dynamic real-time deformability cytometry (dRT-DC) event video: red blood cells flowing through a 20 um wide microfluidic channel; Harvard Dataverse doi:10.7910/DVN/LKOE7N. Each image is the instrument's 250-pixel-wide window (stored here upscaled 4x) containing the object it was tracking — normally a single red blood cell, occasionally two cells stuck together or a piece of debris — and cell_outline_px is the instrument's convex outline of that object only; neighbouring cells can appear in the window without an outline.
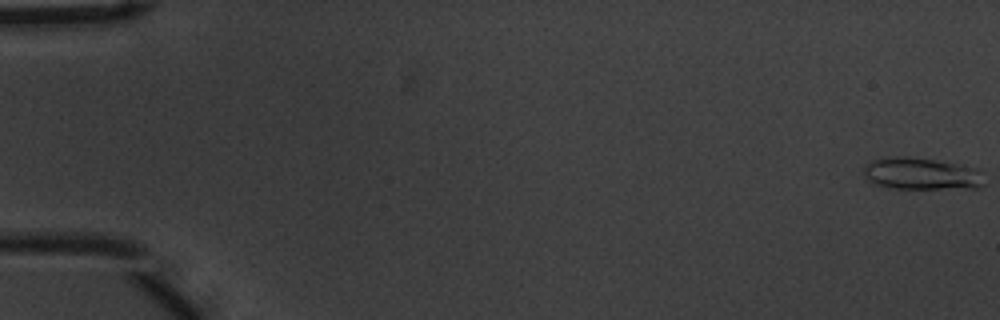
{"species": "common noctule bat (a hibernating species)", "species_latin": "Nyctalus noctula", "temperature_condition": "warm", "stored_images_in_passage": 56, "camera_frame_rate_fps": 3000, "um_per_image_px": 0.085, "animal": {"sex": "male", "body_mass_g": 20.1, "forearm_length_mm": 53.5}, "frame": {"image": 1, "passage_image": 1, "time_ms": 0.0, "image_size_px": [1000, 320], "cell_outline_px": [[984, 184], [976, 188], [888, 188], [872, 184], [860, 172], [864, 164], [872, 160], [888, 156], [908, 156], [956, 164], [976, 168], [984, 172]], "centroid_in_image_um": [78.25, 14.76], "position_along_channel_um": 6.8, "area_um2": 22.89}}
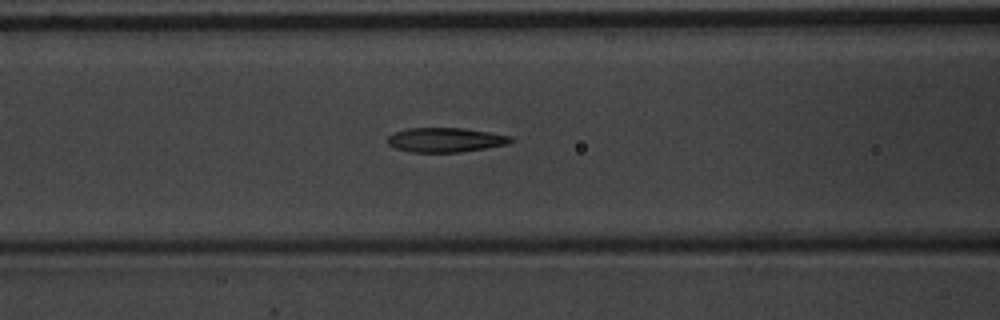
{"frame": {"image": 2, "passage_image": 24, "time_ms": 7.667, "image_size_px": [1000, 320], "cell_outline_px": [[516, 140], [508, 144], [460, 152], [412, 152], [396, 148], [388, 144], [388, 136], [392, 132], [408, 128], [464, 128], [512, 136]], "centroid_in_image_um": [37.87, 11.88], "position_along_channel_um": 128.7, "area_um2": 17.57}}
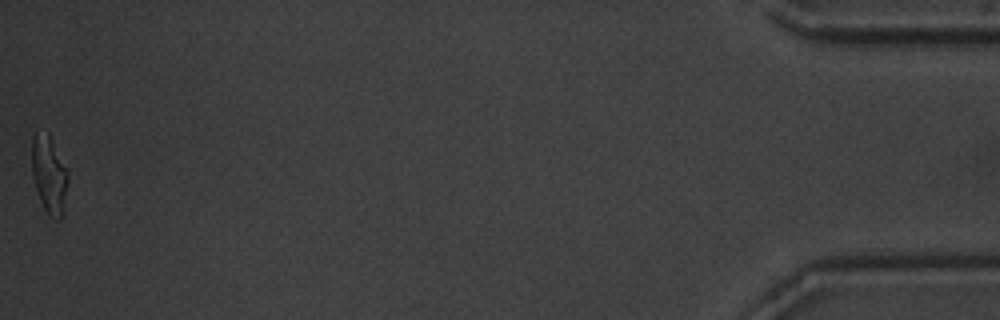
{"frame": {"image": 3, "passage_image": 56, "time_ms": 18.333, "image_size_px": [1000, 320], "cell_outline_px": [[68, 184], [60, 220], [56, 220], [48, 216], [40, 200], [32, 176], [32, 136], [36, 132], [48, 132], [68, 168]], "centroid_in_image_um": [4.18, 14.81], "position_along_channel_um": 431.0, "area_um2": 16.53}, "authors_computed_cell_mechanics": {"area_um2": 18.1203, "velocity_mm_per_s": 3.6979, "shape_relaxation_time_tau1_ms": 5.0022, "shape_relaxation_time_tau2_ms": 2.1597, "deformation_change_tau1": 0.1911, "deformation_change_tau2": 0.1132}}